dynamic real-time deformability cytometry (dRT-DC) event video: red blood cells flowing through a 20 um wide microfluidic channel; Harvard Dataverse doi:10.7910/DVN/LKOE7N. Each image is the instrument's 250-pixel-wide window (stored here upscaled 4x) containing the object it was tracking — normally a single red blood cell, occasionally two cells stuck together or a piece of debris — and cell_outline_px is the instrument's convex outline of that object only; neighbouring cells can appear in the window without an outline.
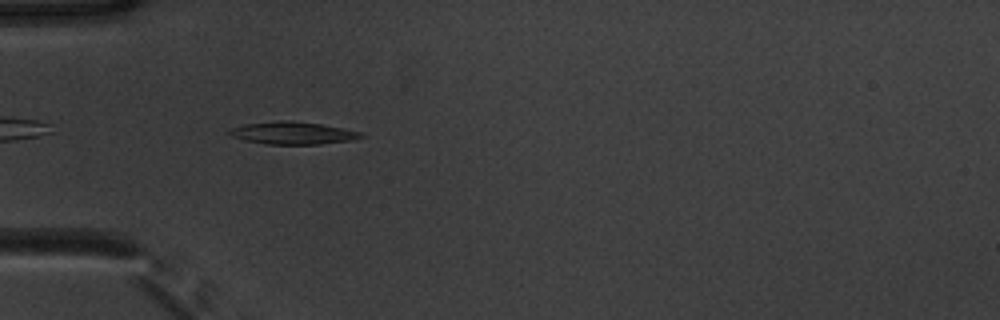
{"species": "common noctule bat (a hibernating species)", "species_latin": "Nyctalus noctula", "temperature_condition": "warm", "stored_images_in_passage": 39, "camera_frame_rate_fps": 3000, "um_per_image_px": 0.085, "animal": {"sex": "male", "body_mass_g": 20.1, "forearm_length_mm": 53.5}, "frame": {"image": 1, "passage_image": 3, "time_ms": 0.667, "image_size_px": [1000, 320], "cell_outline_px": [[364, 136], [356, 140], [320, 144], [264, 144], [244, 140], [232, 136], [228, 132], [228, 128], [244, 124], [280, 120], [288, 120], [320, 124], [360, 132]], "centroid_in_image_um": [24.84, 11.31], "position_along_channel_um": 60.2, "area_um2": 17.22}}
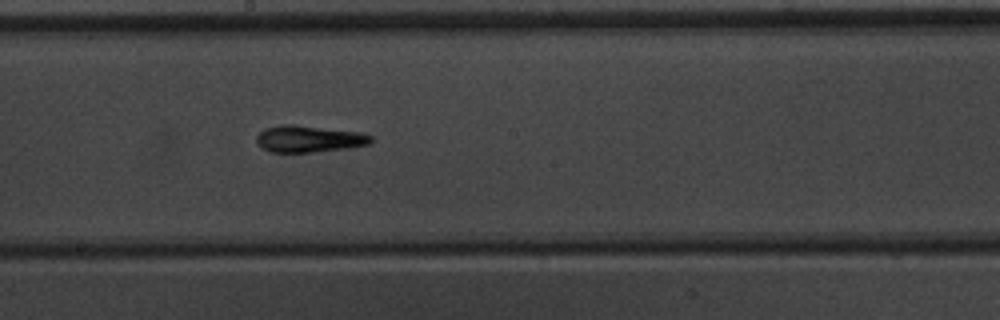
{"frame": {"image": 2, "passage_image": 16, "time_ms": 5.0, "image_size_px": [1000, 320], "cell_outline_px": [[372, 144], [348, 148], [312, 152], [272, 152], [260, 148], [256, 144], [256, 136], [264, 128], [280, 124], [292, 124], [360, 132], [372, 136]], "centroid_in_image_um": [26.23, 11.8], "position_along_channel_um": 222.0, "area_um2": 18.03}}
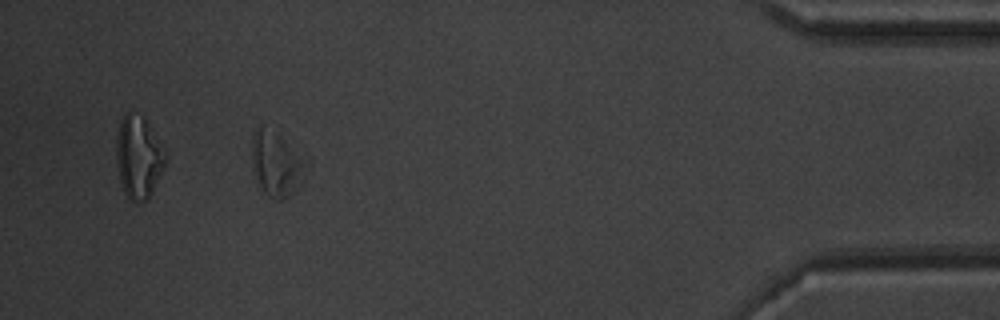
{"frame": {"image": 3, "passage_image": 35, "time_ms": 11.333, "image_size_px": [1000, 320], "cell_outline_px": [[304, 164], [300, 188], [284, 200], [276, 200], [268, 196], [264, 192], [256, 176], [252, 164], [252, 136], [256, 128], [260, 124], [276, 136], [304, 160]], "centroid_in_image_um": [23.43, 14.02], "position_along_channel_um": 411.8, "area_um2": 19.25}, "authors_computed_cell_mechanics": {"area_um2": 17.1088, "velocity_mm_per_s": 3.8361, "shape_relaxation_time_tau1_ms": 2.0612, "shape_relaxation_time_tau2_ms": null, "deformation_change_tau1": 0.1008, "deformation_change_tau2": null}}